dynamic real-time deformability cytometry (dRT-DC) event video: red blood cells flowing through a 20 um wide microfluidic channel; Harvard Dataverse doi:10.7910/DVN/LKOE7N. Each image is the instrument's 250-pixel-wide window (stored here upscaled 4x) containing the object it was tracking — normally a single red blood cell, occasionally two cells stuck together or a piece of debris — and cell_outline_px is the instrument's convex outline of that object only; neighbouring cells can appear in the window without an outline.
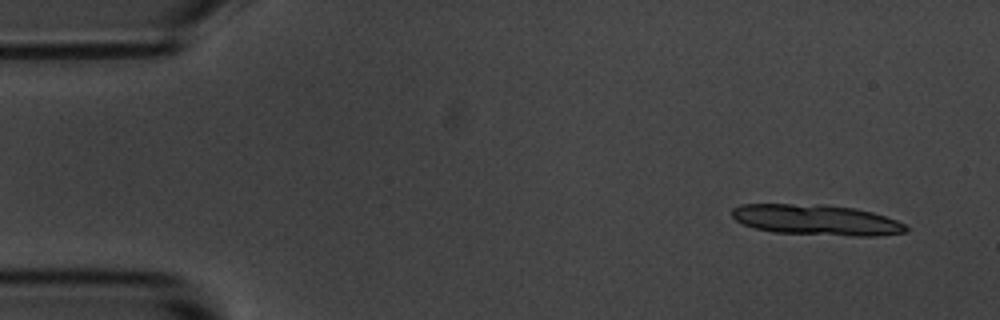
{"species": "common noctule bat (a hibernating species)", "species_latin": "Nyctalus noctula", "temperature_condition": "room temperature", "stored_images_in_passage": 8, "camera_frame_rate_fps": 3000, "um_per_image_px": 0.085, "animal": {"sex": "male", "body_mass_g": 20.1, "forearm_length_mm": 53.5}, "frame": {"image": 1, "passage_image": 2, "time_ms": 1.0, "image_size_px": [1000, 320], "cell_outline_px": [[908, 228], [904, 232], [876, 236], [852, 236], [772, 232], [756, 228], [744, 224], [736, 220], [732, 216], [732, 208], [740, 204], [824, 204], [856, 208], [872, 212], [896, 220], [904, 224]], "centroid_in_image_um": [69.38, 18.68], "position_along_channel_um": 15.6, "area_um2": 31.04}}
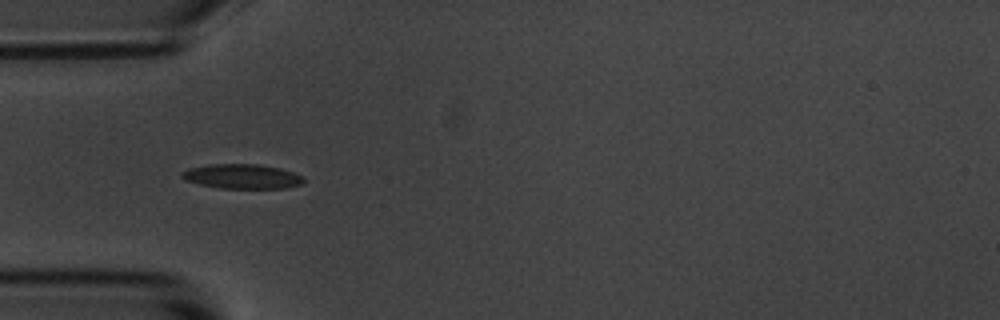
{"frame": {"image": 2, "passage_image": 6, "time_ms": 5.333, "image_size_px": [1000, 320], "cell_outline_px": [[304, 180], [300, 184], [284, 188], [220, 188], [200, 184], [184, 180], [180, 176], [180, 172], [188, 168], [208, 164], [260, 164], [280, 168], [304, 176]], "centroid_in_image_um": [20.54, 14.98], "position_along_channel_um": 64.5, "area_um2": 17.51}}
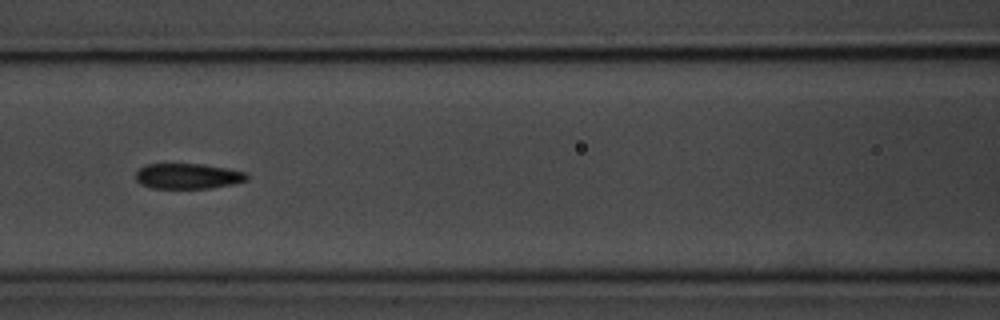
{"frame": {"image": 3, "passage_image": 8, "time_ms": 7.667, "image_size_px": [1000, 320], "cell_outline_px": [[248, 180], [232, 184], [212, 188], [152, 188], [140, 184], [136, 180], [136, 172], [140, 168], [148, 164], [204, 164], [228, 168], [244, 172], [248, 176]], "centroid_in_image_um": [15.97, 14.97], "position_along_channel_um": 150.6, "area_um2": 16.47}}